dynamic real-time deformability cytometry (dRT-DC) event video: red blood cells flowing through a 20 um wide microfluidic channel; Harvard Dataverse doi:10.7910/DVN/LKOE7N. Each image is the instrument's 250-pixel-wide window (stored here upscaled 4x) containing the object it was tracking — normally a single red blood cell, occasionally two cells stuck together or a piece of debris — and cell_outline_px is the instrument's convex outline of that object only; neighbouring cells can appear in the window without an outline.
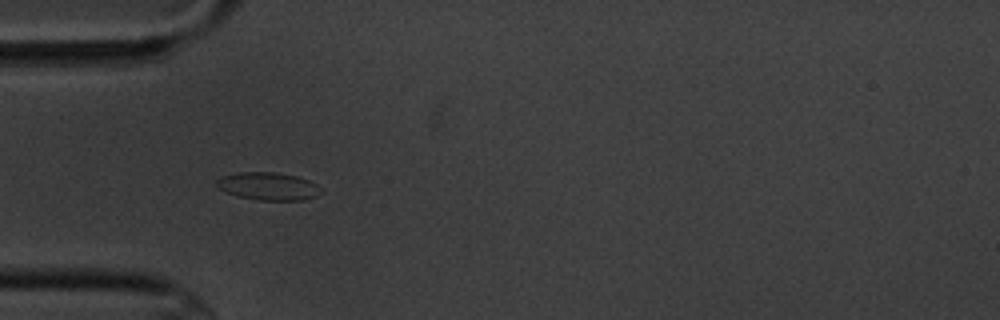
{"species": "common noctule bat (a hibernating species)", "species_latin": "Nyctalus noctula", "temperature_condition": "cold", "stored_images_in_passage": 4, "camera_frame_rate_fps": 3000, "um_per_image_px": 0.085, "animal": {"sex": "male", "body_mass_g": 20.1, "forearm_length_mm": 53.5}, "frame": {"image": 1, "passage_image": 3, "time_ms": 3.333, "image_size_px": [1000, 320], "cell_outline_px": [[320, 192], [316, 196], [304, 200], [256, 200], [236, 196], [224, 192], [216, 188], [216, 180], [220, 176], [240, 172], [276, 172], [296, 176], [308, 180], [316, 184]], "centroid_in_image_um": [22.71, 15.83], "position_along_channel_um": 62.3, "area_um2": 16.99}}
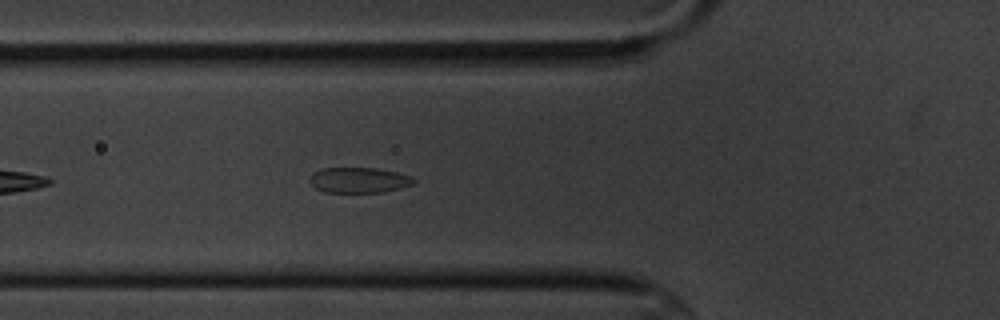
{"frame": {"image": 2, "passage_image": 4, "time_ms": 4.333, "image_size_px": [1000, 320], "cell_outline_px": [[416, 180], [412, 184], [400, 188], [380, 192], [324, 192], [316, 188], [308, 180], [312, 172], [320, 168], [376, 168], [396, 172], [412, 176]], "centroid_in_image_um": [30.47, 15.3], "position_along_channel_um": 95.3, "area_um2": 15.43}}